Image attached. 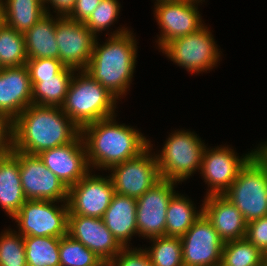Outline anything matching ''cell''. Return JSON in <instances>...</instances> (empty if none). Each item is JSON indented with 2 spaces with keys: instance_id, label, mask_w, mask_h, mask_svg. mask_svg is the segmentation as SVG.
<instances>
[{
  "instance_id": "cell-1",
  "label": "cell",
  "mask_w": 267,
  "mask_h": 266,
  "mask_svg": "<svg viewBox=\"0 0 267 266\" xmlns=\"http://www.w3.org/2000/svg\"><path fill=\"white\" fill-rule=\"evenodd\" d=\"M80 134L81 129L61 107L31 104L13 121L11 148L38 155L73 142Z\"/></svg>"
},
{
  "instance_id": "cell-2",
  "label": "cell",
  "mask_w": 267,
  "mask_h": 266,
  "mask_svg": "<svg viewBox=\"0 0 267 266\" xmlns=\"http://www.w3.org/2000/svg\"><path fill=\"white\" fill-rule=\"evenodd\" d=\"M115 116L81 129L90 168L109 171L112 166L138 156L149 146L150 141L141 132L125 124H118Z\"/></svg>"
},
{
  "instance_id": "cell-3",
  "label": "cell",
  "mask_w": 267,
  "mask_h": 266,
  "mask_svg": "<svg viewBox=\"0 0 267 266\" xmlns=\"http://www.w3.org/2000/svg\"><path fill=\"white\" fill-rule=\"evenodd\" d=\"M125 27L113 31L103 45L96 38L86 72L117 100L126 95L135 70L137 41ZM135 39V40H134Z\"/></svg>"
},
{
  "instance_id": "cell-4",
  "label": "cell",
  "mask_w": 267,
  "mask_h": 266,
  "mask_svg": "<svg viewBox=\"0 0 267 266\" xmlns=\"http://www.w3.org/2000/svg\"><path fill=\"white\" fill-rule=\"evenodd\" d=\"M72 77L61 110L80 128L115 114L117 99L85 70ZM79 74V75H78Z\"/></svg>"
},
{
  "instance_id": "cell-5",
  "label": "cell",
  "mask_w": 267,
  "mask_h": 266,
  "mask_svg": "<svg viewBox=\"0 0 267 266\" xmlns=\"http://www.w3.org/2000/svg\"><path fill=\"white\" fill-rule=\"evenodd\" d=\"M171 134L156 159L161 178L179 183L201 169L207 146L194 132L177 130Z\"/></svg>"
},
{
  "instance_id": "cell-6",
  "label": "cell",
  "mask_w": 267,
  "mask_h": 266,
  "mask_svg": "<svg viewBox=\"0 0 267 266\" xmlns=\"http://www.w3.org/2000/svg\"><path fill=\"white\" fill-rule=\"evenodd\" d=\"M223 195L236 206L247 223L267 216V171L254 155Z\"/></svg>"
},
{
  "instance_id": "cell-7",
  "label": "cell",
  "mask_w": 267,
  "mask_h": 266,
  "mask_svg": "<svg viewBox=\"0 0 267 266\" xmlns=\"http://www.w3.org/2000/svg\"><path fill=\"white\" fill-rule=\"evenodd\" d=\"M207 26L186 36L177 37L162 48V53L190 73L213 69L220 61L216 41Z\"/></svg>"
},
{
  "instance_id": "cell-8",
  "label": "cell",
  "mask_w": 267,
  "mask_h": 266,
  "mask_svg": "<svg viewBox=\"0 0 267 266\" xmlns=\"http://www.w3.org/2000/svg\"><path fill=\"white\" fill-rule=\"evenodd\" d=\"M55 201L26 200L12 218L23 237H57L67 235L69 207L67 202L56 206Z\"/></svg>"
},
{
  "instance_id": "cell-9",
  "label": "cell",
  "mask_w": 267,
  "mask_h": 266,
  "mask_svg": "<svg viewBox=\"0 0 267 266\" xmlns=\"http://www.w3.org/2000/svg\"><path fill=\"white\" fill-rule=\"evenodd\" d=\"M151 147L149 143L138 156L109 169L115 193L137 199L162 179L156 154L150 153Z\"/></svg>"
},
{
  "instance_id": "cell-10",
  "label": "cell",
  "mask_w": 267,
  "mask_h": 266,
  "mask_svg": "<svg viewBox=\"0 0 267 266\" xmlns=\"http://www.w3.org/2000/svg\"><path fill=\"white\" fill-rule=\"evenodd\" d=\"M9 151L18 159L22 190L27 200L68 201V187L38 155Z\"/></svg>"
},
{
  "instance_id": "cell-11",
  "label": "cell",
  "mask_w": 267,
  "mask_h": 266,
  "mask_svg": "<svg viewBox=\"0 0 267 266\" xmlns=\"http://www.w3.org/2000/svg\"><path fill=\"white\" fill-rule=\"evenodd\" d=\"M202 0H159L155 2L154 16L160 26L158 47L169 41L198 31L202 23L198 4ZM197 5V6H196Z\"/></svg>"
},
{
  "instance_id": "cell-12",
  "label": "cell",
  "mask_w": 267,
  "mask_h": 266,
  "mask_svg": "<svg viewBox=\"0 0 267 266\" xmlns=\"http://www.w3.org/2000/svg\"><path fill=\"white\" fill-rule=\"evenodd\" d=\"M176 181L161 179L141 197L137 198L136 221L139 237L166 236L167 207L176 193Z\"/></svg>"
},
{
  "instance_id": "cell-13",
  "label": "cell",
  "mask_w": 267,
  "mask_h": 266,
  "mask_svg": "<svg viewBox=\"0 0 267 266\" xmlns=\"http://www.w3.org/2000/svg\"><path fill=\"white\" fill-rule=\"evenodd\" d=\"M55 35L63 65L75 71L86 70L97 36L84 23L68 17L56 21Z\"/></svg>"
},
{
  "instance_id": "cell-14",
  "label": "cell",
  "mask_w": 267,
  "mask_h": 266,
  "mask_svg": "<svg viewBox=\"0 0 267 266\" xmlns=\"http://www.w3.org/2000/svg\"><path fill=\"white\" fill-rule=\"evenodd\" d=\"M90 173L68 188V215L102 218L109 207L115 194L110 177Z\"/></svg>"
},
{
  "instance_id": "cell-15",
  "label": "cell",
  "mask_w": 267,
  "mask_h": 266,
  "mask_svg": "<svg viewBox=\"0 0 267 266\" xmlns=\"http://www.w3.org/2000/svg\"><path fill=\"white\" fill-rule=\"evenodd\" d=\"M180 238L183 266H220L224 241L204 214Z\"/></svg>"
},
{
  "instance_id": "cell-16",
  "label": "cell",
  "mask_w": 267,
  "mask_h": 266,
  "mask_svg": "<svg viewBox=\"0 0 267 266\" xmlns=\"http://www.w3.org/2000/svg\"><path fill=\"white\" fill-rule=\"evenodd\" d=\"M236 154L228 146L205 148L200 174L208 187L210 186L206 196L223 195L237 178L241 168L253 156V150L240 158Z\"/></svg>"
},
{
  "instance_id": "cell-17",
  "label": "cell",
  "mask_w": 267,
  "mask_h": 266,
  "mask_svg": "<svg viewBox=\"0 0 267 266\" xmlns=\"http://www.w3.org/2000/svg\"><path fill=\"white\" fill-rule=\"evenodd\" d=\"M67 235L89 248L106 265L124 248L98 217L68 215Z\"/></svg>"
},
{
  "instance_id": "cell-18",
  "label": "cell",
  "mask_w": 267,
  "mask_h": 266,
  "mask_svg": "<svg viewBox=\"0 0 267 266\" xmlns=\"http://www.w3.org/2000/svg\"><path fill=\"white\" fill-rule=\"evenodd\" d=\"M38 156L68 188L90 171L81 134L73 142L42 151Z\"/></svg>"
},
{
  "instance_id": "cell-19",
  "label": "cell",
  "mask_w": 267,
  "mask_h": 266,
  "mask_svg": "<svg viewBox=\"0 0 267 266\" xmlns=\"http://www.w3.org/2000/svg\"><path fill=\"white\" fill-rule=\"evenodd\" d=\"M32 88L26 65L0 68V110L14 121L32 104Z\"/></svg>"
},
{
  "instance_id": "cell-20",
  "label": "cell",
  "mask_w": 267,
  "mask_h": 266,
  "mask_svg": "<svg viewBox=\"0 0 267 266\" xmlns=\"http://www.w3.org/2000/svg\"><path fill=\"white\" fill-rule=\"evenodd\" d=\"M203 202V214L224 243L245 238L247 222L231 201L224 195H209Z\"/></svg>"
},
{
  "instance_id": "cell-21",
  "label": "cell",
  "mask_w": 267,
  "mask_h": 266,
  "mask_svg": "<svg viewBox=\"0 0 267 266\" xmlns=\"http://www.w3.org/2000/svg\"><path fill=\"white\" fill-rule=\"evenodd\" d=\"M136 210L135 198L115 193L103 214L104 224L123 247H129L128 242L138 233Z\"/></svg>"
},
{
  "instance_id": "cell-22",
  "label": "cell",
  "mask_w": 267,
  "mask_h": 266,
  "mask_svg": "<svg viewBox=\"0 0 267 266\" xmlns=\"http://www.w3.org/2000/svg\"><path fill=\"white\" fill-rule=\"evenodd\" d=\"M27 199L22 190L19 161L9 151L0 155V205L11 218Z\"/></svg>"
},
{
  "instance_id": "cell-23",
  "label": "cell",
  "mask_w": 267,
  "mask_h": 266,
  "mask_svg": "<svg viewBox=\"0 0 267 266\" xmlns=\"http://www.w3.org/2000/svg\"><path fill=\"white\" fill-rule=\"evenodd\" d=\"M58 17V18H56ZM61 16L46 13L33 27L24 33L27 59H59V47L56 41V21Z\"/></svg>"
},
{
  "instance_id": "cell-24",
  "label": "cell",
  "mask_w": 267,
  "mask_h": 266,
  "mask_svg": "<svg viewBox=\"0 0 267 266\" xmlns=\"http://www.w3.org/2000/svg\"><path fill=\"white\" fill-rule=\"evenodd\" d=\"M43 0H3L4 24L25 33L33 27L46 13Z\"/></svg>"
},
{
  "instance_id": "cell-25",
  "label": "cell",
  "mask_w": 267,
  "mask_h": 266,
  "mask_svg": "<svg viewBox=\"0 0 267 266\" xmlns=\"http://www.w3.org/2000/svg\"><path fill=\"white\" fill-rule=\"evenodd\" d=\"M74 69L64 67L55 77L41 78L31 81L32 104L39 106L61 107L63 104Z\"/></svg>"
},
{
  "instance_id": "cell-26",
  "label": "cell",
  "mask_w": 267,
  "mask_h": 266,
  "mask_svg": "<svg viewBox=\"0 0 267 266\" xmlns=\"http://www.w3.org/2000/svg\"><path fill=\"white\" fill-rule=\"evenodd\" d=\"M196 206L183 194L175 193L169 201L166 215V236L181 237L203 214L202 207Z\"/></svg>"
},
{
  "instance_id": "cell-27",
  "label": "cell",
  "mask_w": 267,
  "mask_h": 266,
  "mask_svg": "<svg viewBox=\"0 0 267 266\" xmlns=\"http://www.w3.org/2000/svg\"><path fill=\"white\" fill-rule=\"evenodd\" d=\"M267 256L246 238L224 243L220 266H266Z\"/></svg>"
},
{
  "instance_id": "cell-28",
  "label": "cell",
  "mask_w": 267,
  "mask_h": 266,
  "mask_svg": "<svg viewBox=\"0 0 267 266\" xmlns=\"http://www.w3.org/2000/svg\"><path fill=\"white\" fill-rule=\"evenodd\" d=\"M60 238L24 237L27 266H60Z\"/></svg>"
},
{
  "instance_id": "cell-29",
  "label": "cell",
  "mask_w": 267,
  "mask_h": 266,
  "mask_svg": "<svg viewBox=\"0 0 267 266\" xmlns=\"http://www.w3.org/2000/svg\"><path fill=\"white\" fill-rule=\"evenodd\" d=\"M27 60L24 34L3 23L0 26V68L23 66Z\"/></svg>"
},
{
  "instance_id": "cell-30",
  "label": "cell",
  "mask_w": 267,
  "mask_h": 266,
  "mask_svg": "<svg viewBox=\"0 0 267 266\" xmlns=\"http://www.w3.org/2000/svg\"><path fill=\"white\" fill-rule=\"evenodd\" d=\"M149 240L153 245L144 250L154 266H183L180 237L160 236Z\"/></svg>"
},
{
  "instance_id": "cell-31",
  "label": "cell",
  "mask_w": 267,
  "mask_h": 266,
  "mask_svg": "<svg viewBox=\"0 0 267 266\" xmlns=\"http://www.w3.org/2000/svg\"><path fill=\"white\" fill-rule=\"evenodd\" d=\"M60 266H106V264L81 242L69 235L60 238Z\"/></svg>"
},
{
  "instance_id": "cell-32",
  "label": "cell",
  "mask_w": 267,
  "mask_h": 266,
  "mask_svg": "<svg viewBox=\"0 0 267 266\" xmlns=\"http://www.w3.org/2000/svg\"><path fill=\"white\" fill-rule=\"evenodd\" d=\"M7 229L0 235V266H27L24 237Z\"/></svg>"
},
{
  "instance_id": "cell-33",
  "label": "cell",
  "mask_w": 267,
  "mask_h": 266,
  "mask_svg": "<svg viewBox=\"0 0 267 266\" xmlns=\"http://www.w3.org/2000/svg\"><path fill=\"white\" fill-rule=\"evenodd\" d=\"M119 13L120 3L117 0H101L84 24L97 36L96 34L105 31L117 20Z\"/></svg>"
},
{
  "instance_id": "cell-34",
  "label": "cell",
  "mask_w": 267,
  "mask_h": 266,
  "mask_svg": "<svg viewBox=\"0 0 267 266\" xmlns=\"http://www.w3.org/2000/svg\"><path fill=\"white\" fill-rule=\"evenodd\" d=\"M26 66L31 81L55 77L65 67L59 59L53 58L28 59Z\"/></svg>"
},
{
  "instance_id": "cell-35",
  "label": "cell",
  "mask_w": 267,
  "mask_h": 266,
  "mask_svg": "<svg viewBox=\"0 0 267 266\" xmlns=\"http://www.w3.org/2000/svg\"><path fill=\"white\" fill-rule=\"evenodd\" d=\"M131 248V249H130ZM106 266H154L141 248L124 247Z\"/></svg>"
},
{
  "instance_id": "cell-36",
  "label": "cell",
  "mask_w": 267,
  "mask_h": 266,
  "mask_svg": "<svg viewBox=\"0 0 267 266\" xmlns=\"http://www.w3.org/2000/svg\"><path fill=\"white\" fill-rule=\"evenodd\" d=\"M245 238L267 256V216L248 222Z\"/></svg>"
},
{
  "instance_id": "cell-37",
  "label": "cell",
  "mask_w": 267,
  "mask_h": 266,
  "mask_svg": "<svg viewBox=\"0 0 267 266\" xmlns=\"http://www.w3.org/2000/svg\"><path fill=\"white\" fill-rule=\"evenodd\" d=\"M100 2L101 0H76L75 7L67 17L73 21L85 23Z\"/></svg>"
},
{
  "instance_id": "cell-38",
  "label": "cell",
  "mask_w": 267,
  "mask_h": 266,
  "mask_svg": "<svg viewBox=\"0 0 267 266\" xmlns=\"http://www.w3.org/2000/svg\"><path fill=\"white\" fill-rule=\"evenodd\" d=\"M13 121L0 110V147L5 151L12 145Z\"/></svg>"
},
{
  "instance_id": "cell-39",
  "label": "cell",
  "mask_w": 267,
  "mask_h": 266,
  "mask_svg": "<svg viewBox=\"0 0 267 266\" xmlns=\"http://www.w3.org/2000/svg\"><path fill=\"white\" fill-rule=\"evenodd\" d=\"M44 6L49 3L57 11L56 16L67 17L75 7L76 0H43Z\"/></svg>"
},
{
  "instance_id": "cell-40",
  "label": "cell",
  "mask_w": 267,
  "mask_h": 266,
  "mask_svg": "<svg viewBox=\"0 0 267 266\" xmlns=\"http://www.w3.org/2000/svg\"><path fill=\"white\" fill-rule=\"evenodd\" d=\"M253 155L267 171V142L265 141V144H260V147L258 146L257 149H254Z\"/></svg>"
},
{
  "instance_id": "cell-41",
  "label": "cell",
  "mask_w": 267,
  "mask_h": 266,
  "mask_svg": "<svg viewBox=\"0 0 267 266\" xmlns=\"http://www.w3.org/2000/svg\"><path fill=\"white\" fill-rule=\"evenodd\" d=\"M4 23L3 0H0V26Z\"/></svg>"
},
{
  "instance_id": "cell-42",
  "label": "cell",
  "mask_w": 267,
  "mask_h": 266,
  "mask_svg": "<svg viewBox=\"0 0 267 266\" xmlns=\"http://www.w3.org/2000/svg\"><path fill=\"white\" fill-rule=\"evenodd\" d=\"M4 152V150L0 147V155Z\"/></svg>"
}]
</instances>
